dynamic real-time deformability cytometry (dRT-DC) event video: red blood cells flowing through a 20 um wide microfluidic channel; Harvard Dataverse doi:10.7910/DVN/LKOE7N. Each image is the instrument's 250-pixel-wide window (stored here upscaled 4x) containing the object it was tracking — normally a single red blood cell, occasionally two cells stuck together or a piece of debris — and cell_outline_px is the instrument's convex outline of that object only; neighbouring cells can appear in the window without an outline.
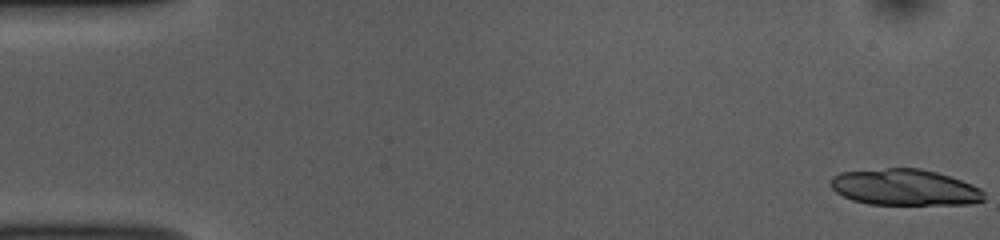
{"species": "common noctule bat (a hibernating species)", "species_latin": "Nyctalus noctula", "temperature_condition": "room temperature", "stored_images_in_passage": 23, "camera_frame_rate_fps": 3000, "um_per_image_px": 0.085, "animal": {"sex": "female", "body_mass_g": 10.0, "forearm_length_mm": 53.1}, "frame": {"image": 1, "passage_image": 1, "time_ms": 0.0, "image_size_px": [1000, 240], "cell_outline_px": [[984, 200], [972, 204], [868, 204], [852, 200], [836, 192], [828, 184], [828, 180], [832, 176], [840, 172], [888, 168], [920, 168], [936, 172], [972, 184], [980, 188], [984, 192]], "centroid_in_image_um": [76.87, 15.92], "position_along_channel_um": 8.1, "area_um2": 32.48}}
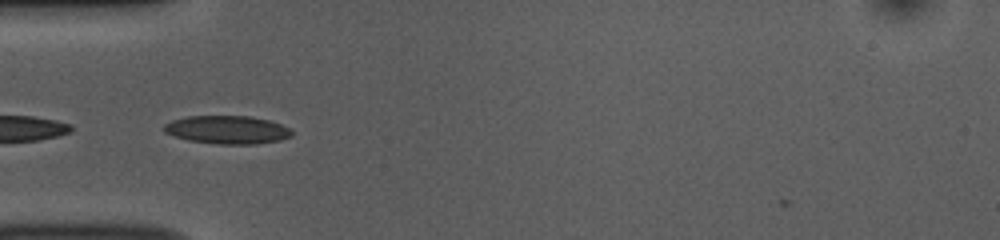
{"frame": {"image": 2, "passage_image": 17, "time_ms": 5.333, "image_size_px": [1000, 240], "cell_outline_px": [[292, 136], [280, 140], [256, 144], [216, 144], [188, 140], [164, 132], [164, 124], [172, 120], [188, 116], [248, 116], [268, 120], [280, 124], [288, 128], [292, 132]], "centroid_in_image_um": [19.31, 11.03], "position_along_channel_um": 65.7, "area_um2": 20.87}}